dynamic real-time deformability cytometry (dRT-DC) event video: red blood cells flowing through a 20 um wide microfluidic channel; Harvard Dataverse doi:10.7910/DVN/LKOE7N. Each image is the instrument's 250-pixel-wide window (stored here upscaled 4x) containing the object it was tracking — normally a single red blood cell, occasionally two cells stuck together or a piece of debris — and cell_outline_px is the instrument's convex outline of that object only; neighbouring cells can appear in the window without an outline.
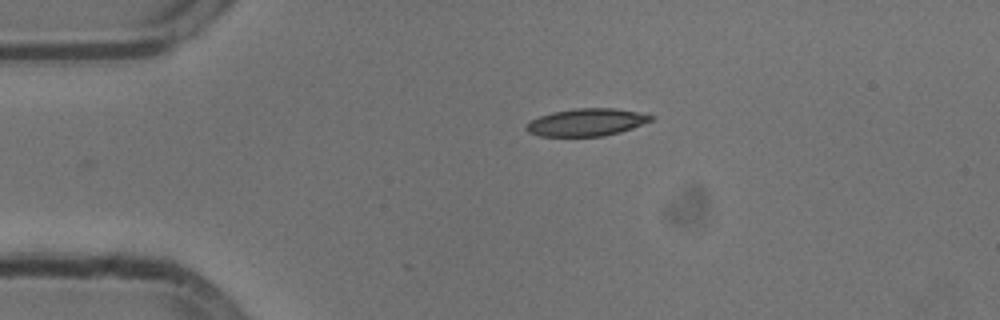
{"species": "common noctule bat (a hibernating species)", "species_latin": "Nyctalus noctula", "temperature_condition": "cold", "stored_images_in_passage": 32, "camera_frame_rate_fps": 3000, "um_per_image_px": 0.085, "animal": {"sex": "male", "body_mass_g": 13.3}, "frame": {"image": 1, "passage_image": 1, "time_ms": 0.0, "image_size_px": [1000, 320], "cell_outline_px": [[656, 116], [652, 120], [632, 128], [620, 132], [604, 136], [540, 136], [528, 132], [524, 128], [532, 120], [540, 116], [552, 112], [576, 108], [616, 108]], "centroid_in_image_um": [49.86, 10.39], "position_along_channel_um": 35.1, "area_um2": 19.83}}
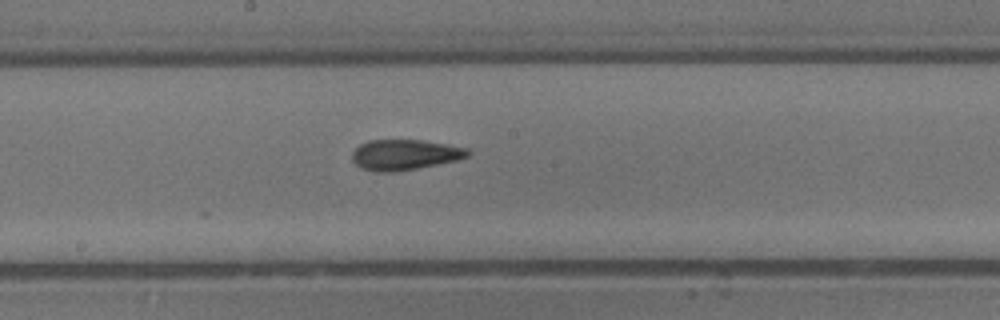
{"frame": {"image": 2, "passage_image": 18, "time_ms": 5.667, "image_size_px": [1000, 320], "cell_outline_px": [[472, 152], [468, 156], [456, 160], [396, 172], [376, 172], [360, 168], [352, 160], [352, 152], [360, 144], [368, 140], [420, 140], [468, 148]], "centroid_in_image_um": [34.37, 13.15], "position_along_channel_um": 213.8, "area_um2": 20.46}}
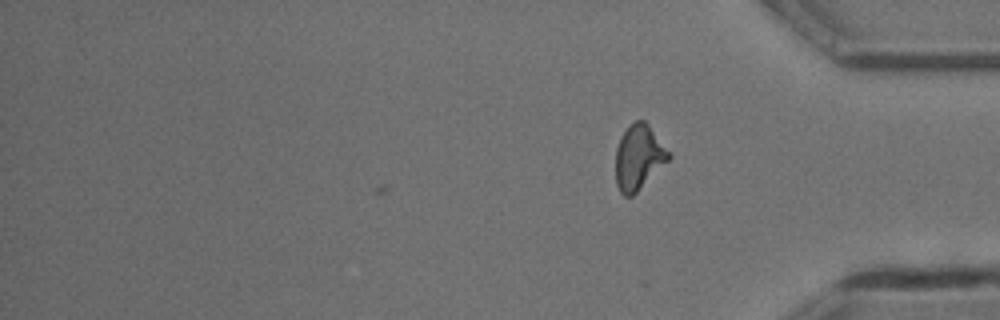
{"frame": {"image": 3, "passage_image": 32, "time_ms": 10.333, "image_size_px": [1000, 320], "cell_outline_px": [[672, 156], [632, 196], [624, 196], [620, 192], [616, 184], [616, 148], [620, 136], [628, 124], [636, 120], [644, 120], [648, 124], [672, 152]], "centroid_in_image_um": [54.29, 13.32], "position_along_channel_um": 380.9, "area_um2": 20.17}, "authors_computed_cell_mechanics": {"area_um2": 20.23, "velocity_mm_per_s": 3.7989, "shape_relaxation_time_tau1_ms": 7.108, "shape_relaxation_time_tau2_ms": 3.1864, "deformation_change_tau1": 0.1939, "deformation_change_tau2": 0.1131}}